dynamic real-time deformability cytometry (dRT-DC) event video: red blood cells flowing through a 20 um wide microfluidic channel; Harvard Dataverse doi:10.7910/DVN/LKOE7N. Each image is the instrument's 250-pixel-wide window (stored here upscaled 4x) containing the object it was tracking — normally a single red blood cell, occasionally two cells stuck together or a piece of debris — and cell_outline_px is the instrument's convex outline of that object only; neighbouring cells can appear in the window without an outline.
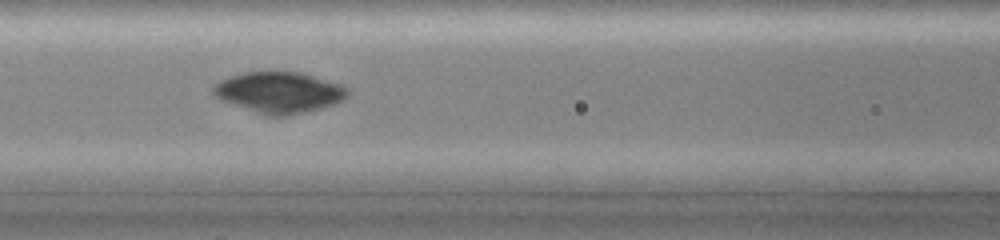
{"species": "common noctule bat (a hibernating species)", "species_latin": "Nyctalus noctula", "temperature_condition": "cold", "stored_images_in_passage": 24, "camera_frame_rate_fps": 3000, "um_per_image_px": 0.085, "animal": {"sex": "female", "body_mass_g": 19.0, "forearm_length_mm": 51.5}, "frame": {"image": 1, "passage_image": 10, "time_ms": 3.0, "image_size_px": [1000, 240], "cell_outline_px": [[348, 96], [332, 104], [320, 108], [288, 116], [268, 116], [220, 100], [212, 92], [212, 88], [220, 80], [244, 72], [300, 72], [340, 84], [348, 88]], "centroid_in_image_um": [23.71, 7.85], "position_along_channel_um": 142.9, "area_um2": 31.73}}